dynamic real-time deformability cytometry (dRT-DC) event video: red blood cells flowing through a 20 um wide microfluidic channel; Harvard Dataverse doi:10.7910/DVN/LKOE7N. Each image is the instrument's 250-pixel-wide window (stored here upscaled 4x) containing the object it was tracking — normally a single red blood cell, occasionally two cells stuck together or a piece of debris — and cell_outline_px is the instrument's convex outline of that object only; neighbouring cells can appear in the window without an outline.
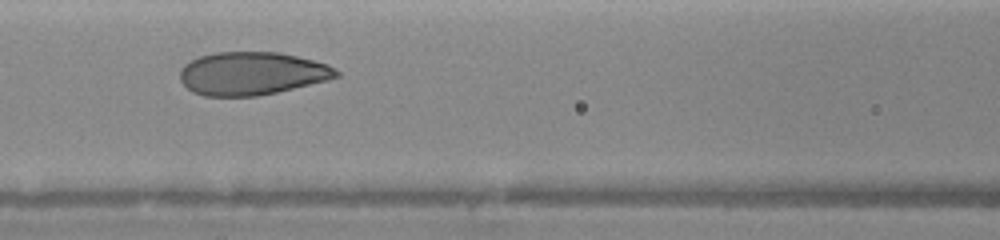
{"species": "human", "species_latin": "Homo sapiens", "temperature_condition": "warm", "stored_images_in_passage": 14, "camera_frame_rate_fps": 3000, "um_per_image_px": 0.085, "donor": {"sex": "female"}, "frame": {"image": 1, "passage_image": 12, "time_ms": 4.333, "image_size_px": [1000, 240], "cell_outline_px": [[340, 76], [328, 80], [276, 92], [256, 96], [204, 96], [192, 92], [180, 80], [180, 68], [184, 64], [200, 56], [216, 52], [276, 52], [296, 56], [328, 64], [340, 72]], "centroid_in_image_um": [21.4, 6.25], "position_along_channel_um": 145.2, "area_um2": 39.13}}